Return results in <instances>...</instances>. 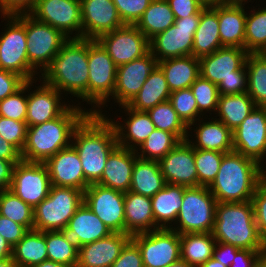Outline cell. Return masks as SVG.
Listing matches in <instances>:
<instances>
[{
    "label": "cell",
    "instance_id": "obj_1",
    "mask_svg": "<svg viewBox=\"0 0 266 267\" xmlns=\"http://www.w3.org/2000/svg\"><path fill=\"white\" fill-rule=\"evenodd\" d=\"M71 145L79 155L85 180L96 184L118 142L109 120L105 116L89 113L75 128Z\"/></svg>",
    "mask_w": 266,
    "mask_h": 267
},
{
    "label": "cell",
    "instance_id": "obj_2",
    "mask_svg": "<svg viewBox=\"0 0 266 267\" xmlns=\"http://www.w3.org/2000/svg\"><path fill=\"white\" fill-rule=\"evenodd\" d=\"M41 75L44 84L88 104V39L69 38Z\"/></svg>",
    "mask_w": 266,
    "mask_h": 267
},
{
    "label": "cell",
    "instance_id": "obj_3",
    "mask_svg": "<svg viewBox=\"0 0 266 267\" xmlns=\"http://www.w3.org/2000/svg\"><path fill=\"white\" fill-rule=\"evenodd\" d=\"M82 102L72 104L61 116L42 124L29 126L21 159L45 163L50 157L72 143L75 128L89 114Z\"/></svg>",
    "mask_w": 266,
    "mask_h": 267
},
{
    "label": "cell",
    "instance_id": "obj_4",
    "mask_svg": "<svg viewBox=\"0 0 266 267\" xmlns=\"http://www.w3.org/2000/svg\"><path fill=\"white\" fill-rule=\"evenodd\" d=\"M263 181V167L258 162L231 151L223 155L217 176L208 188L217 202H247Z\"/></svg>",
    "mask_w": 266,
    "mask_h": 267
},
{
    "label": "cell",
    "instance_id": "obj_5",
    "mask_svg": "<svg viewBox=\"0 0 266 267\" xmlns=\"http://www.w3.org/2000/svg\"><path fill=\"white\" fill-rule=\"evenodd\" d=\"M212 234L216 242L239 249L266 251L254 219L251 201L218 202Z\"/></svg>",
    "mask_w": 266,
    "mask_h": 267
},
{
    "label": "cell",
    "instance_id": "obj_6",
    "mask_svg": "<svg viewBox=\"0 0 266 267\" xmlns=\"http://www.w3.org/2000/svg\"><path fill=\"white\" fill-rule=\"evenodd\" d=\"M88 73V112L106 116L102 109L113 96L117 66L97 40L88 39Z\"/></svg>",
    "mask_w": 266,
    "mask_h": 267
},
{
    "label": "cell",
    "instance_id": "obj_7",
    "mask_svg": "<svg viewBox=\"0 0 266 267\" xmlns=\"http://www.w3.org/2000/svg\"><path fill=\"white\" fill-rule=\"evenodd\" d=\"M217 203L208 187H187L175 225L170 229L179 234L211 233L214 229Z\"/></svg>",
    "mask_w": 266,
    "mask_h": 267
},
{
    "label": "cell",
    "instance_id": "obj_8",
    "mask_svg": "<svg viewBox=\"0 0 266 267\" xmlns=\"http://www.w3.org/2000/svg\"><path fill=\"white\" fill-rule=\"evenodd\" d=\"M83 202L82 190L52 185L49 195L33 209V229L65 230L71 217Z\"/></svg>",
    "mask_w": 266,
    "mask_h": 267
},
{
    "label": "cell",
    "instance_id": "obj_9",
    "mask_svg": "<svg viewBox=\"0 0 266 267\" xmlns=\"http://www.w3.org/2000/svg\"><path fill=\"white\" fill-rule=\"evenodd\" d=\"M14 16L26 28L29 64L37 73L42 74L69 38L49 24L37 21L28 13Z\"/></svg>",
    "mask_w": 266,
    "mask_h": 267
},
{
    "label": "cell",
    "instance_id": "obj_10",
    "mask_svg": "<svg viewBox=\"0 0 266 267\" xmlns=\"http://www.w3.org/2000/svg\"><path fill=\"white\" fill-rule=\"evenodd\" d=\"M2 18L8 23L0 36V69L17 73L26 81L38 80L39 73L28 61L25 26L14 15Z\"/></svg>",
    "mask_w": 266,
    "mask_h": 267
},
{
    "label": "cell",
    "instance_id": "obj_11",
    "mask_svg": "<svg viewBox=\"0 0 266 267\" xmlns=\"http://www.w3.org/2000/svg\"><path fill=\"white\" fill-rule=\"evenodd\" d=\"M206 7L205 5L197 14L175 19L172 26L149 40L150 52L158 62L168 58L192 55L195 31L201 12Z\"/></svg>",
    "mask_w": 266,
    "mask_h": 267
},
{
    "label": "cell",
    "instance_id": "obj_12",
    "mask_svg": "<svg viewBox=\"0 0 266 267\" xmlns=\"http://www.w3.org/2000/svg\"><path fill=\"white\" fill-rule=\"evenodd\" d=\"M138 245L144 267H166L181 259L180 234L167 228L131 236Z\"/></svg>",
    "mask_w": 266,
    "mask_h": 267
},
{
    "label": "cell",
    "instance_id": "obj_13",
    "mask_svg": "<svg viewBox=\"0 0 266 267\" xmlns=\"http://www.w3.org/2000/svg\"><path fill=\"white\" fill-rule=\"evenodd\" d=\"M28 14L58 29L68 38H82L80 0H37Z\"/></svg>",
    "mask_w": 266,
    "mask_h": 267
},
{
    "label": "cell",
    "instance_id": "obj_14",
    "mask_svg": "<svg viewBox=\"0 0 266 267\" xmlns=\"http://www.w3.org/2000/svg\"><path fill=\"white\" fill-rule=\"evenodd\" d=\"M51 186L45 163L21 159L15 164L9 190L33 209L49 195Z\"/></svg>",
    "mask_w": 266,
    "mask_h": 267
},
{
    "label": "cell",
    "instance_id": "obj_15",
    "mask_svg": "<svg viewBox=\"0 0 266 267\" xmlns=\"http://www.w3.org/2000/svg\"><path fill=\"white\" fill-rule=\"evenodd\" d=\"M232 134L233 151L266 165V107L256 106Z\"/></svg>",
    "mask_w": 266,
    "mask_h": 267
},
{
    "label": "cell",
    "instance_id": "obj_16",
    "mask_svg": "<svg viewBox=\"0 0 266 267\" xmlns=\"http://www.w3.org/2000/svg\"><path fill=\"white\" fill-rule=\"evenodd\" d=\"M125 192L100 184H90L84 191V203L112 233H125Z\"/></svg>",
    "mask_w": 266,
    "mask_h": 267
},
{
    "label": "cell",
    "instance_id": "obj_17",
    "mask_svg": "<svg viewBox=\"0 0 266 267\" xmlns=\"http://www.w3.org/2000/svg\"><path fill=\"white\" fill-rule=\"evenodd\" d=\"M97 41L117 67L141 58L150 51L149 40L135 25H124L101 35Z\"/></svg>",
    "mask_w": 266,
    "mask_h": 267
},
{
    "label": "cell",
    "instance_id": "obj_18",
    "mask_svg": "<svg viewBox=\"0 0 266 267\" xmlns=\"http://www.w3.org/2000/svg\"><path fill=\"white\" fill-rule=\"evenodd\" d=\"M248 54L244 48L223 46L199 59L200 75L216 85L229 77H247Z\"/></svg>",
    "mask_w": 266,
    "mask_h": 267
},
{
    "label": "cell",
    "instance_id": "obj_19",
    "mask_svg": "<svg viewBox=\"0 0 266 267\" xmlns=\"http://www.w3.org/2000/svg\"><path fill=\"white\" fill-rule=\"evenodd\" d=\"M34 81H27L26 123L28 127L57 118L71 106L70 103L62 101L61 92L43 82H40V86L36 87L35 85L36 89L34 88L32 91L33 83L37 82Z\"/></svg>",
    "mask_w": 266,
    "mask_h": 267
},
{
    "label": "cell",
    "instance_id": "obj_20",
    "mask_svg": "<svg viewBox=\"0 0 266 267\" xmlns=\"http://www.w3.org/2000/svg\"><path fill=\"white\" fill-rule=\"evenodd\" d=\"M158 66L157 59L149 51L141 58L117 67L114 103L127 105L141 90L150 73Z\"/></svg>",
    "mask_w": 266,
    "mask_h": 267
},
{
    "label": "cell",
    "instance_id": "obj_21",
    "mask_svg": "<svg viewBox=\"0 0 266 267\" xmlns=\"http://www.w3.org/2000/svg\"><path fill=\"white\" fill-rule=\"evenodd\" d=\"M82 38L97 40L101 35L124 26L112 0H80Z\"/></svg>",
    "mask_w": 266,
    "mask_h": 267
},
{
    "label": "cell",
    "instance_id": "obj_22",
    "mask_svg": "<svg viewBox=\"0 0 266 267\" xmlns=\"http://www.w3.org/2000/svg\"><path fill=\"white\" fill-rule=\"evenodd\" d=\"M159 164L166 184L198 187L194 148L187 140L181 141Z\"/></svg>",
    "mask_w": 266,
    "mask_h": 267
},
{
    "label": "cell",
    "instance_id": "obj_23",
    "mask_svg": "<svg viewBox=\"0 0 266 267\" xmlns=\"http://www.w3.org/2000/svg\"><path fill=\"white\" fill-rule=\"evenodd\" d=\"M45 165L53 186L76 188L84 192L90 185L84 178L79 155L72 145L50 157Z\"/></svg>",
    "mask_w": 266,
    "mask_h": 267
},
{
    "label": "cell",
    "instance_id": "obj_24",
    "mask_svg": "<svg viewBox=\"0 0 266 267\" xmlns=\"http://www.w3.org/2000/svg\"><path fill=\"white\" fill-rule=\"evenodd\" d=\"M120 107L124 110L123 113L127 112L124 121L105 117L115 129L118 146L136 151L155 130V126L146 111H136L127 105Z\"/></svg>",
    "mask_w": 266,
    "mask_h": 267
},
{
    "label": "cell",
    "instance_id": "obj_25",
    "mask_svg": "<svg viewBox=\"0 0 266 267\" xmlns=\"http://www.w3.org/2000/svg\"><path fill=\"white\" fill-rule=\"evenodd\" d=\"M206 119H208V122L202 117L197 120L195 124L192 123L188 127L187 141L192 145V147L194 149L218 151L223 153L233 151L232 131L221 121L215 119L212 116L211 120L210 118ZM195 125L197 126L195 127ZM192 126H194V128ZM193 132L194 134L190 135ZM189 137H191V139H189ZM192 137H194L195 139Z\"/></svg>",
    "mask_w": 266,
    "mask_h": 267
},
{
    "label": "cell",
    "instance_id": "obj_26",
    "mask_svg": "<svg viewBox=\"0 0 266 267\" xmlns=\"http://www.w3.org/2000/svg\"><path fill=\"white\" fill-rule=\"evenodd\" d=\"M130 239L131 235L126 233H111L106 238L80 246L77 267H110Z\"/></svg>",
    "mask_w": 266,
    "mask_h": 267
},
{
    "label": "cell",
    "instance_id": "obj_27",
    "mask_svg": "<svg viewBox=\"0 0 266 267\" xmlns=\"http://www.w3.org/2000/svg\"><path fill=\"white\" fill-rule=\"evenodd\" d=\"M249 0L218 4L219 35L222 46L245 49V4Z\"/></svg>",
    "mask_w": 266,
    "mask_h": 267
},
{
    "label": "cell",
    "instance_id": "obj_28",
    "mask_svg": "<svg viewBox=\"0 0 266 267\" xmlns=\"http://www.w3.org/2000/svg\"><path fill=\"white\" fill-rule=\"evenodd\" d=\"M136 158L135 150L117 146L108 156L103 174L97 184L122 192L130 191Z\"/></svg>",
    "mask_w": 266,
    "mask_h": 267
},
{
    "label": "cell",
    "instance_id": "obj_29",
    "mask_svg": "<svg viewBox=\"0 0 266 267\" xmlns=\"http://www.w3.org/2000/svg\"><path fill=\"white\" fill-rule=\"evenodd\" d=\"M78 247L108 237L112 232L83 202L64 230Z\"/></svg>",
    "mask_w": 266,
    "mask_h": 267
},
{
    "label": "cell",
    "instance_id": "obj_30",
    "mask_svg": "<svg viewBox=\"0 0 266 267\" xmlns=\"http://www.w3.org/2000/svg\"><path fill=\"white\" fill-rule=\"evenodd\" d=\"M125 233L134 235L160 229L153 217L151 198L131 191L124 199Z\"/></svg>",
    "mask_w": 266,
    "mask_h": 267
},
{
    "label": "cell",
    "instance_id": "obj_31",
    "mask_svg": "<svg viewBox=\"0 0 266 267\" xmlns=\"http://www.w3.org/2000/svg\"><path fill=\"white\" fill-rule=\"evenodd\" d=\"M221 45L218 22V4L207 6L195 31L192 56L200 59L217 51Z\"/></svg>",
    "mask_w": 266,
    "mask_h": 267
},
{
    "label": "cell",
    "instance_id": "obj_32",
    "mask_svg": "<svg viewBox=\"0 0 266 267\" xmlns=\"http://www.w3.org/2000/svg\"><path fill=\"white\" fill-rule=\"evenodd\" d=\"M171 92L190 88L200 76V61L190 55L168 58L158 62Z\"/></svg>",
    "mask_w": 266,
    "mask_h": 267
},
{
    "label": "cell",
    "instance_id": "obj_33",
    "mask_svg": "<svg viewBox=\"0 0 266 267\" xmlns=\"http://www.w3.org/2000/svg\"><path fill=\"white\" fill-rule=\"evenodd\" d=\"M186 188L180 185L166 184L151 198L153 217L159 228L170 229L175 224Z\"/></svg>",
    "mask_w": 266,
    "mask_h": 267
},
{
    "label": "cell",
    "instance_id": "obj_34",
    "mask_svg": "<svg viewBox=\"0 0 266 267\" xmlns=\"http://www.w3.org/2000/svg\"><path fill=\"white\" fill-rule=\"evenodd\" d=\"M166 185L159 161L136 158L130 191L152 198Z\"/></svg>",
    "mask_w": 266,
    "mask_h": 267
},
{
    "label": "cell",
    "instance_id": "obj_35",
    "mask_svg": "<svg viewBox=\"0 0 266 267\" xmlns=\"http://www.w3.org/2000/svg\"><path fill=\"white\" fill-rule=\"evenodd\" d=\"M171 90L162 70L157 66L148 76L141 90L127 104L136 111H147L169 100Z\"/></svg>",
    "mask_w": 266,
    "mask_h": 267
},
{
    "label": "cell",
    "instance_id": "obj_36",
    "mask_svg": "<svg viewBox=\"0 0 266 267\" xmlns=\"http://www.w3.org/2000/svg\"><path fill=\"white\" fill-rule=\"evenodd\" d=\"M256 107L249 94L220 95L215 119L234 131ZM219 117V118H217Z\"/></svg>",
    "mask_w": 266,
    "mask_h": 267
},
{
    "label": "cell",
    "instance_id": "obj_37",
    "mask_svg": "<svg viewBox=\"0 0 266 267\" xmlns=\"http://www.w3.org/2000/svg\"><path fill=\"white\" fill-rule=\"evenodd\" d=\"M12 257L18 267H33L47 260L46 231L28 230L13 247Z\"/></svg>",
    "mask_w": 266,
    "mask_h": 267
},
{
    "label": "cell",
    "instance_id": "obj_38",
    "mask_svg": "<svg viewBox=\"0 0 266 267\" xmlns=\"http://www.w3.org/2000/svg\"><path fill=\"white\" fill-rule=\"evenodd\" d=\"M215 244L212 232L180 234L181 260L193 267H200L213 257Z\"/></svg>",
    "mask_w": 266,
    "mask_h": 267
},
{
    "label": "cell",
    "instance_id": "obj_39",
    "mask_svg": "<svg viewBox=\"0 0 266 267\" xmlns=\"http://www.w3.org/2000/svg\"><path fill=\"white\" fill-rule=\"evenodd\" d=\"M174 22V13L166 0H152L135 26L150 40L167 30Z\"/></svg>",
    "mask_w": 266,
    "mask_h": 267
},
{
    "label": "cell",
    "instance_id": "obj_40",
    "mask_svg": "<svg viewBox=\"0 0 266 267\" xmlns=\"http://www.w3.org/2000/svg\"><path fill=\"white\" fill-rule=\"evenodd\" d=\"M247 93L256 106L266 107V53L246 57Z\"/></svg>",
    "mask_w": 266,
    "mask_h": 267
},
{
    "label": "cell",
    "instance_id": "obj_41",
    "mask_svg": "<svg viewBox=\"0 0 266 267\" xmlns=\"http://www.w3.org/2000/svg\"><path fill=\"white\" fill-rule=\"evenodd\" d=\"M48 260L77 267L79 247L64 230L46 231Z\"/></svg>",
    "mask_w": 266,
    "mask_h": 267
},
{
    "label": "cell",
    "instance_id": "obj_42",
    "mask_svg": "<svg viewBox=\"0 0 266 267\" xmlns=\"http://www.w3.org/2000/svg\"><path fill=\"white\" fill-rule=\"evenodd\" d=\"M249 10L245 24V50L266 53V6Z\"/></svg>",
    "mask_w": 266,
    "mask_h": 267
},
{
    "label": "cell",
    "instance_id": "obj_43",
    "mask_svg": "<svg viewBox=\"0 0 266 267\" xmlns=\"http://www.w3.org/2000/svg\"><path fill=\"white\" fill-rule=\"evenodd\" d=\"M180 142L175 134L155 129L136 150V154L141 159L160 161Z\"/></svg>",
    "mask_w": 266,
    "mask_h": 267
},
{
    "label": "cell",
    "instance_id": "obj_44",
    "mask_svg": "<svg viewBox=\"0 0 266 267\" xmlns=\"http://www.w3.org/2000/svg\"><path fill=\"white\" fill-rule=\"evenodd\" d=\"M146 112L152 120L155 129L171 132L181 141L187 140L188 127L179 118L169 100L157 104Z\"/></svg>",
    "mask_w": 266,
    "mask_h": 267
},
{
    "label": "cell",
    "instance_id": "obj_45",
    "mask_svg": "<svg viewBox=\"0 0 266 267\" xmlns=\"http://www.w3.org/2000/svg\"><path fill=\"white\" fill-rule=\"evenodd\" d=\"M0 215L25 226L28 230L33 229V208L10 190L0 192Z\"/></svg>",
    "mask_w": 266,
    "mask_h": 267
},
{
    "label": "cell",
    "instance_id": "obj_46",
    "mask_svg": "<svg viewBox=\"0 0 266 267\" xmlns=\"http://www.w3.org/2000/svg\"><path fill=\"white\" fill-rule=\"evenodd\" d=\"M224 154L218 151L194 149L198 186L209 187L212 184L217 176Z\"/></svg>",
    "mask_w": 266,
    "mask_h": 267
},
{
    "label": "cell",
    "instance_id": "obj_47",
    "mask_svg": "<svg viewBox=\"0 0 266 267\" xmlns=\"http://www.w3.org/2000/svg\"><path fill=\"white\" fill-rule=\"evenodd\" d=\"M196 99L199 114L203 117L205 113L215 115L219 100V91L216 84L203 78L201 75L190 86Z\"/></svg>",
    "mask_w": 266,
    "mask_h": 267
},
{
    "label": "cell",
    "instance_id": "obj_48",
    "mask_svg": "<svg viewBox=\"0 0 266 267\" xmlns=\"http://www.w3.org/2000/svg\"><path fill=\"white\" fill-rule=\"evenodd\" d=\"M169 101L179 118L187 127L202 118L198 111L196 99L190 88L171 92Z\"/></svg>",
    "mask_w": 266,
    "mask_h": 267
},
{
    "label": "cell",
    "instance_id": "obj_49",
    "mask_svg": "<svg viewBox=\"0 0 266 267\" xmlns=\"http://www.w3.org/2000/svg\"><path fill=\"white\" fill-rule=\"evenodd\" d=\"M27 82L14 94L0 101V116L26 122Z\"/></svg>",
    "mask_w": 266,
    "mask_h": 267
},
{
    "label": "cell",
    "instance_id": "obj_50",
    "mask_svg": "<svg viewBox=\"0 0 266 267\" xmlns=\"http://www.w3.org/2000/svg\"><path fill=\"white\" fill-rule=\"evenodd\" d=\"M27 123L0 116V136L12 144L20 153L27 139Z\"/></svg>",
    "mask_w": 266,
    "mask_h": 267
},
{
    "label": "cell",
    "instance_id": "obj_51",
    "mask_svg": "<svg viewBox=\"0 0 266 267\" xmlns=\"http://www.w3.org/2000/svg\"><path fill=\"white\" fill-rule=\"evenodd\" d=\"M124 25H136L152 0H112Z\"/></svg>",
    "mask_w": 266,
    "mask_h": 267
},
{
    "label": "cell",
    "instance_id": "obj_52",
    "mask_svg": "<svg viewBox=\"0 0 266 267\" xmlns=\"http://www.w3.org/2000/svg\"><path fill=\"white\" fill-rule=\"evenodd\" d=\"M254 219L258 227L262 243L266 249V180H264L255 190L251 199Z\"/></svg>",
    "mask_w": 266,
    "mask_h": 267
},
{
    "label": "cell",
    "instance_id": "obj_53",
    "mask_svg": "<svg viewBox=\"0 0 266 267\" xmlns=\"http://www.w3.org/2000/svg\"><path fill=\"white\" fill-rule=\"evenodd\" d=\"M110 267H144L138 245L130 239Z\"/></svg>",
    "mask_w": 266,
    "mask_h": 267
},
{
    "label": "cell",
    "instance_id": "obj_54",
    "mask_svg": "<svg viewBox=\"0 0 266 267\" xmlns=\"http://www.w3.org/2000/svg\"><path fill=\"white\" fill-rule=\"evenodd\" d=\"M26 82L19 74L0 69V101L14 94Z\"/></svg>",
    "mask_w": 266,
    "mask_h": 267
},
{
    "label": "cell",
    "instance_id": "obj_55",
    "mask_svg": "<svg viewBox=\"0 0 266 267\" xmlns=\"http://www.w3.org/2000/svg\"><path fill=\"white\" fill-rule=\"evenodd\" d=\"M28 229L11 219L0 215V234L14 247L25 235Z\"/></svg>",
    "mask_w": 266,
    "mask_h": 267
},
{
    "label": "cell",
    "instance_id": "obj_56",
    "mask_svg": "<svg viewBox=\"0 0 266 267\" xmlns=\"http://www.w3.org/2000/svg\"><path fill=\"white\" fill-rule=\"evenodd\" d=\"M174 13L175 19L197 14L205 4L202 0H166Z\"/></svg>",
    "mask_w": 266,
    "mask_h": 267
},
{
    "label": "cell",
    "instance_id": "obj_57",
    "mask_svg": "<svg viewBox=\"0 0 266 267\" xmlns=\"http://www.w3.org/2000/svg\"><path fill=\"white\" fill-rule=\"evenodd\" d=\"M37 0H0V14L2 16L27 14Z\"/></svg>",
    "mask_w": 266,
    "mask_h": 267
},
{
    "label": "cell",
    "instance_id": "obj_58",
    "mask_svg": "<svg viewBox=\"0 0 266 267\" xmlns=\"http://www.w3.org/2000/svg\"><path fill=\"white\" fill-rule=\"evenodd\" d=\"M219 95L242 94L247 92V77H229L217 85Z\"/></svg>",
    "mask_w": 266,
    "mask_h": 267
},
{
    "label": "cell",
    "instance_id": "obj_59",
    "mask_svg": "<svg viewBox=\"0 0 266 267\" xmlns=\"http://www.w3.org/2000/svg\"><path fill=\"white\" fill-rule=\"evenodd\" d=\"M266 251H254L248 249H240L233 259L230 267H253L257 260Z\"/></svg>",
    "mask_w": 266,
    "mask_h": 267
},
{
    "label": "cell",
    "instance_id": "obj_60",
    "mask_svg": "<svg viewBox=\"0 0 266 267\" xmlns=\"http://www.w3.org/2000/svg\"><path fill=\"white\" fill-rule=\"evenodd\" d=\"M239 250L240 249L235 246L228 245V244L221 243V242H216L215 248L213 251V258L218 260L225 266L230 267L235 257V254Z\"/></svg>",
    "mask_w": 266,
    "mask_h": 267
},
{
    "label": "cell",
    "instance_id": "obj_61",
    "mask_svg": "<svg viewBox=\"0 0 266 267\" xmlns=\"http://www.w3.org/2000/svg\"><path fill=\"white\" fill-rule=\"evenodd\" d=\"M14 167L13 162L0 159V192L10 189Z\"/></svg>",
    "mask_w": 266,
    "mask_h": 267
},
{
    "label": "cell",
    "instance_id": "obj_62",
    "mask_svg": "<svg viewBox=\"0 0 266 267\" xmlns=\"http://www.w3.org/2000/svg\"><path fill=\"white\" fill-rule=\"evenodd\" d=\"M0 159L17 164L21 160V153L0 136Z\"/></svg>",
    "mask_w": 266,
    "mask_h": 267
},
{
    "label": "cell",
    "instance_id": "obj_63",
    "mask_svg": "<svg viewBox=\"0 0 266 267\" xmlns=\"http://www.w3.org/2000/svg\"><path fill=\"white\" fill-rule=\"evenodd\" d=\"M13 256V247L0 234V260L10 258Z\"/></svg>",
    "mask_w": 266,
    "mask_h": 267
},
{
    "label": "cell",
    "instance_id": "obj_64",
    "mask_svg": "<svg viewBox=\"0 0 266 267\" xmlns=\"http://www.w3.org/2000/svg\"><path fill=\"white\" fill-rule=\"evenodd\" d=\"M33 267H73V266L57 263L47 259L41 262L40 264L34 265Z\"/></svg>",
    "mask_w": 266,
    "mask_h": 267
},
{
    "label": "cell",
    "instance_id": "obj_65",
    "mask_svg": "<svg viewBox=\"0 0 266 267\" xmlns=\"http://www.w3.org/2000/svg\"><path fill=\"white\" fill-rule=\"evenodd\" d=\"M200 267H227L218 260L211 257L209 260H207L205 263H203Z\"/></svg>",
    "mask_w": 266,
    "mask_h": 267
},
{
    "label": "cell",
    "instance_id": "obj_66",
    "mask_svg": "<svg viewBox=\"0 0 266 267\" xmlns=\"http://www.w3.org/2000/svg\"><path fill=\"white\" fill-rule=\"evenodd\" d=\"M239 0H202V2L206 6H212V5H217V4H227V3H233Z\"/></svg>",
    "mask_w": 266,
    "mask_h": 267
},
{
    "label": "cell",
    "instance_id": "obj_67",
    "mask_svg": "<svg viewBox=\"0 0 266 267\" xmlns=\"http://www.w3.org/2000/svg\"><path fill=\"white\" fill-rule=\"evenodd\" d=\"M0 267H18L13 257L0 260Z\"/></svg>",
    "mask_w": 266,
    "mask_h": 267
},
{
    "label": "cell",
    "instance_id": "obj_68",
    "mask_svg": "<svg viewBox=\"0 0 266 267\" xmlns=\"http://www.w3.org/2000/svg\"><path fill=\"white\" fill-rule=\"evenodd\" d=\"M253 267H266V253L262 254Z\"/></svg>",
    "mask_w": 266,
    "mask_h": 267
},
{
    "label": "cell",
    "instance_id": "obj_69",
    "mask_svg": "<svg viewBox=\"0 0 266 267\" xmlns=\"http://www.w3.org/2000/svg\"><path fill=\"white\" fill-rule=\"evenodd\" d=\"M166 267H193V266L189 265L188 263L180 259L179 261L172 263Z\"/></svg>",
    "mask_w": 266,
    "mask_h": 267
},
{
    "label": "cell",
    "instance_id": "obj_70",
    "mask_svg": "<svg viewBox=\"0 0 266 267\" xmlns=\"http://www.w3.org/2000/svg\"><path fill=\"white\" fill-rule=\"evenodd\" d=\"M263 177H264V180H266V166L263 167Z\"/></svg>",
    "mask_w": 266,
    "mask_h": 267
}]
</instances>
